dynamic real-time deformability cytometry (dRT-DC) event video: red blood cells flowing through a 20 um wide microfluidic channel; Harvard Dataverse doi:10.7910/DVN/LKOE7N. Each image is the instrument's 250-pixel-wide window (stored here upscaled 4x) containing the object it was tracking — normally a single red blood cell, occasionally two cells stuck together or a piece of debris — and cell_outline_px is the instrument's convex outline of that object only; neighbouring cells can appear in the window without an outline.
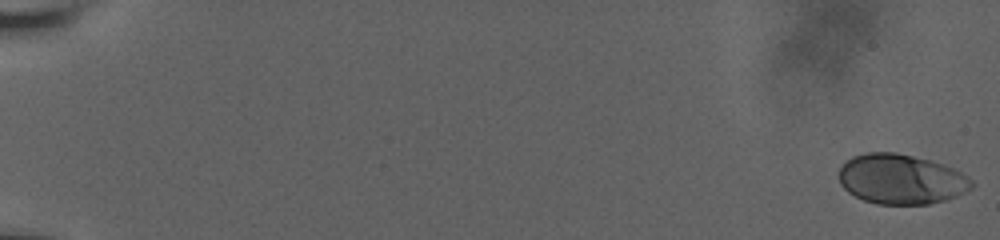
{"species": "human", "species_latin": "Homo sapiens", "temperature_condition": "room temperature", "stored_images_in_passage": 58, "camera_frame_rate_fps": 3000, "um_per_image_px": 0.085, "donor": {"sex": "male"}, "frame": {"image": 1, "passage_image": 1, "time_ms": 0.0, "image_size_px": [1000, 240], "cell_outline_px": [[976, 184], [972, 188], [964, 192], [944, 200], [928, 204], [876, 204], [864, 200], [848, 192], [840, 184], [836, 176], [840, 168], [852, 156], [864, 152], [896, 152], [928, 160], [952, 168], [968, 176]], "centroid_in_image_um": [76.55, 15.23], "position_along_channel_um": 8.4, "area_um2": 38.61}}
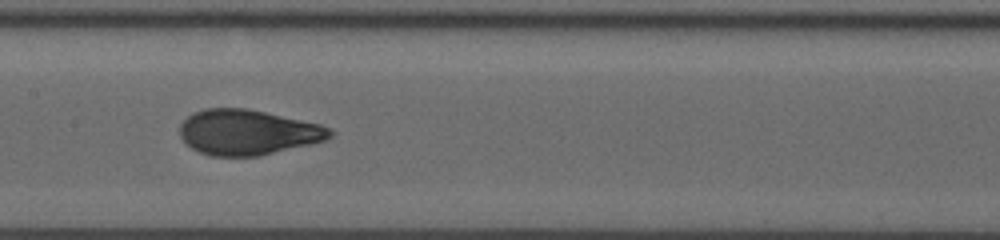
{"frame": {"image": 2, "passage_image": 32, "time_ms": 10.333, "image_size_px": [1000, 240], "cell_outline_px": [[332, 136], [324, 140], [260, 156], [212, 156], [200, 152], [192, 148], [180, 136], [180, 124], [192, 112], [204, 108], [248, 108], [320, 124], [328, 128], [332, 132]], "centroid_in_image_um": [21.02, 11.23], "position_along_channel_um": 186.4, "area_um2": 39.36}}
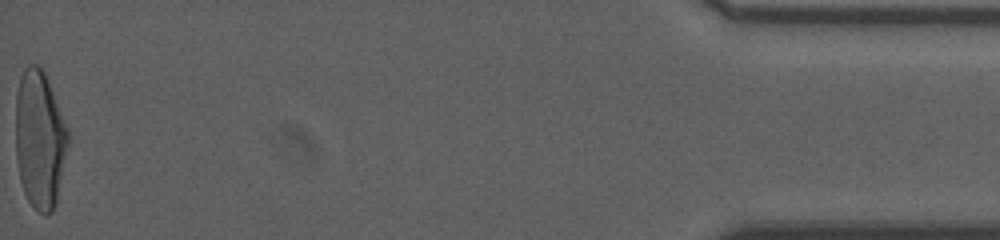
{"frame": {"image": 3, "passage_image": 58, "time_ms": 19.0, "image_size_px": [1000, 240], "cell_outline_px": [[68, 144], [56, 200], [52, 212], [44, 216], [28, 200], [24, 192], [20, 180], [16, 156], [16, 96], [20, 76], [24, 68], [28, 64], [36, 64], [44, 72], [68, 128]], "centroid_in_image_um": [3.36, 11.83], "position_along_channel_um": 431.8, "area_um2": 41.73}, "authors_computed_cell_mechanics": {"area_um2": 39.1017, "velocity_mm_per_s": 3.8354, "shape_relaxation_time_tau1_ms": 4.3989, "shape_relaxation_time_tau2_ms": null, "deformation_change_tau1": 0.1859, "deformation_change_tau2": null}}